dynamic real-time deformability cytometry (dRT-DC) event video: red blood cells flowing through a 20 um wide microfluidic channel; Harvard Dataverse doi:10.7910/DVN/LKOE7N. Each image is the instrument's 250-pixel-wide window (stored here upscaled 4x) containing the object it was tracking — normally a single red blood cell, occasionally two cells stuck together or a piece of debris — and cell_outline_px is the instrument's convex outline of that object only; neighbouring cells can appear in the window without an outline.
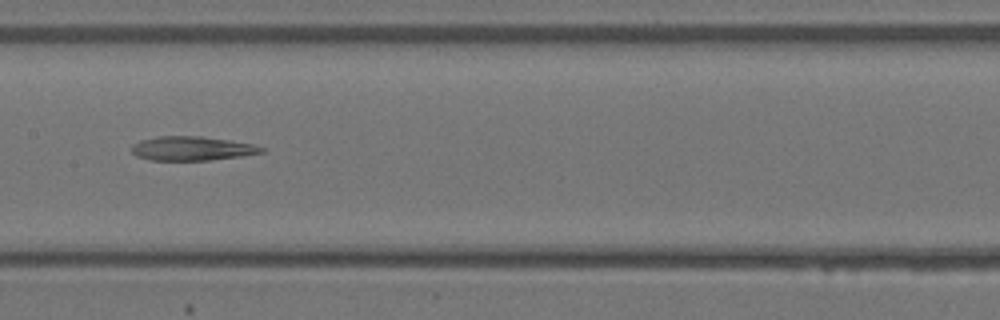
{"species": "Egyptian fruit bat (a non-hibernating species)", "species_latin": "Rousettus aegyptiacus", "temperature_condition": "warm", "stored_images_in_passage": 34, "segment_of_instrument_passage": [2, 3], "camera_frame_rate_fps": 3000, "um_per_image_px": 0.085, "animal": {"sex": "female"}, "frame": {"image": 1, "passage_image": 17, "time_ms": 5.333, "image_size_px": [1000, 320], "cell_outline_px": [[264, 152], [240, 156], [208, 160], [148, 160], [136, 156], [132, 152], [132, 144], [140, 140], [160, 136], [204, 136], [252, 144], [264, 148]], "centroid_in_image_um": [16.27, 12.62], "position_along_channel_um": 191.1, "area_um2": 18.15}}
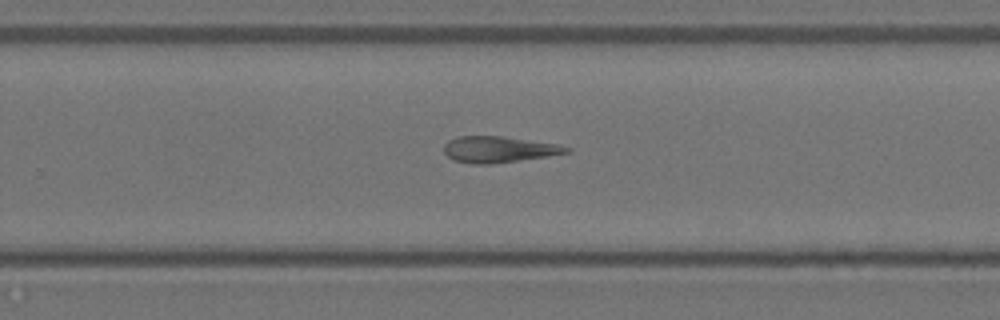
{"frame": {"image": 2, "passage_image": 22, "time_ms": 7.0, "image_size_px": [1000, 320], "cell_outline_px": [[572, 148], [568, 152], [548, 156], [492, 164], [476, 164], [452, 160], [444, 152], [444, 144], [448, 140], [456, 136], [500, 136], [556, 144]], "centroid_in_image_um": [42.34, 12.7], "position_along_channel_um": 287.5, "area_um2": 18.55}}
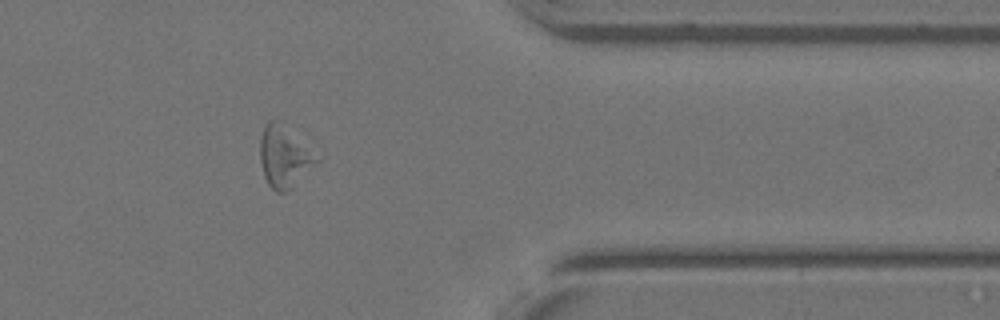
{"frame": {"image": 3, "passage_image": 28, "time_ms": 9.0, "image_size_px": [1000, 320], "cell_outline_px": [[324, 156], [292, 188], [284, 192], [276, 192], [268, 184], [264, 176], [260, 160], [260, 140], [264, 124], [268, 120], [276, 116], [324, 152]], "centroid_in_image_um": [24.29, 13.19], "position_along_channel_um": 387.1, "area_um2": 22.14}}